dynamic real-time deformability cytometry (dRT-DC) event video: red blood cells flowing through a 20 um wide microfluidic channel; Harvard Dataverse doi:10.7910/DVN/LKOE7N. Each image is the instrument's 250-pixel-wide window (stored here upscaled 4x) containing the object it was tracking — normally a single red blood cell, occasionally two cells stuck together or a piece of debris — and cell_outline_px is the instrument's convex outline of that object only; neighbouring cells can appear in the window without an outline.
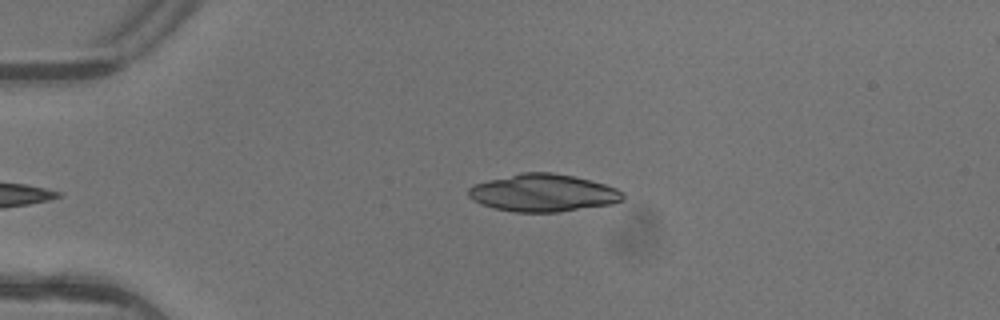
{"species": "common noctule bat (a hibernating species)", "species_latin": "Nyctalus noctula", "temperature_condition": "warm", "stored_images_in_passage": 4, "camera_frame_rate_fps": 3000, "um_per_image_px": 0.085, "animal": {"sex": "female"}, "frame": {"image": 1, "passage_image": 4, "time_ms": 1.0, "image_size_px": [1000, 320], "cell_outline_px": [[624, 200], [612, 204], [560, 212], [516, 212], [492, 208], [480, 204], [472, 200], [468, 196], [468, 188], [476, 184], [488, 180], [520, 172], [552, 172], [572, 176], [604, 184], [616, 188], [624, 196]], "centroid_in_image_um": [46.13, 16.4], "position_along_channel_um": 38.9, "area_um2": 33.76}}